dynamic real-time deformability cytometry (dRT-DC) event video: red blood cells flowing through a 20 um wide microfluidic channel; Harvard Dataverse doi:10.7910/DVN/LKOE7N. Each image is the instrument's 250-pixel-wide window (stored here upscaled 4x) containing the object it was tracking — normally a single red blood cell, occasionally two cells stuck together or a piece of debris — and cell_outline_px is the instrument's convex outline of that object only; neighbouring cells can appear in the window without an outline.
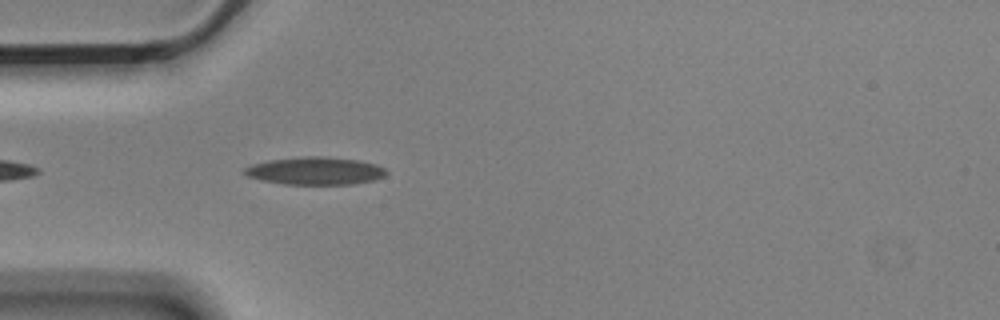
{"species": "Egyptian fruit bat (a non-hibernating species)", "species_latin": "Rousettus aegyptiacus", "temperature_condition": "cold", "stored_images_in_passage": 4, "camera_frame_rate_fps": 3000, "um_per_image_px": 0.085, "animal": {"sex": "male"}, "frame": {"image": 1, "passage_image": 4, "time_ms": 1.0, "image_size_px": [1000, 320], "cell_outline_px": [[388, 172], [384, 176], [372, 180], [352, 184], [284, 184], [264, 180], [248, 176], [240, 172], [244, 168], [252, 164], [268, 160], [300, 156], [324, 156], [356, 160], [376, 164], [384, 168]], "centroid_in_image_um": [26.76, 14.51], "position_along_channel_um": 58.2, "area_um2": 22.83}}